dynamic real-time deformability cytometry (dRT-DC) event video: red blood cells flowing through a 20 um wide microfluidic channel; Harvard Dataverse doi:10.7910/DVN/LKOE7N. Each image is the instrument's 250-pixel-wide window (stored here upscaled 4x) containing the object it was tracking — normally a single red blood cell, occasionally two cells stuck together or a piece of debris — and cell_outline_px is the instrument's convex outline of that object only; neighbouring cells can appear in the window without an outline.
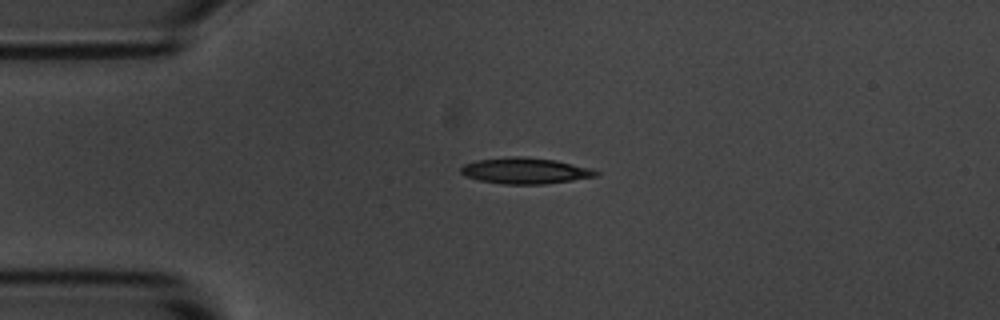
{"species": "common noctule bat (a hibernating species)", "species_latin": "Nyctalus noctula", "temperature_condition": "room temperature", "stored_images_in_passage": 5, "camera_frame_rate_fps": 3000, "um_per_image_px": 0.085, "animal": {"sex": "male", "body_mass_g": 20.1, "forearm_length_mm": 53.5}, "frame": {"image": 1, "passage_image": 3, "time_ms": 2.333, "image_size_px": [1000, 320], "cell_outline_px": [[600, 172], [596, 176], [572, 180], [544, 184], [504, 184], [480, 180], [464, 176], [460, 172], [460, 168], [464, 164], [476, 160], [508, 156], [524, 156], [556, 160], [592, 168]], "centroid_in_image_um": [44.63, 14.5], "position_along_channel_um": 40.4, "area_um2": 20.63}}